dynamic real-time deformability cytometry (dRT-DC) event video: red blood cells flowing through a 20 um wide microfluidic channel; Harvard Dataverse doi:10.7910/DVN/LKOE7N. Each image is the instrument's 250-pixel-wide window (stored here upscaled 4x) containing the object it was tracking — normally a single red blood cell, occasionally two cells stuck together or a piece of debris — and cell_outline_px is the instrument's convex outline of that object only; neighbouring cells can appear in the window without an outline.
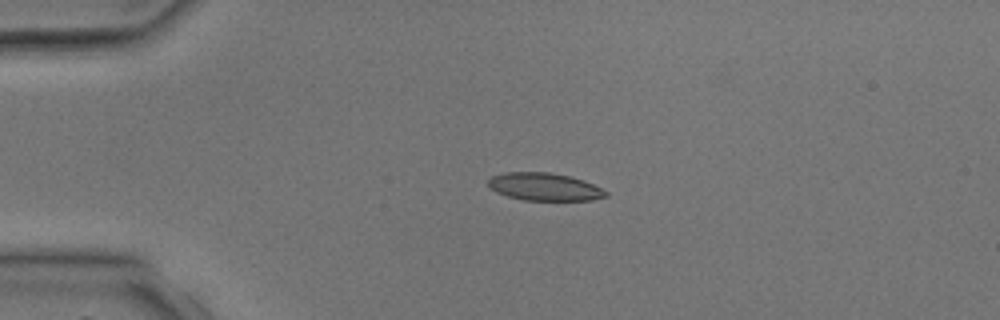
{"species": "common noctule bat (a hibernating species)", "species_latin": "Nyctalus noctula", "temperature_condition": "room temperature", "stored_images_in_passage": 3, "camera_frame_rate_fps": 3000, "um_per_image_px": 0.085, "animal": {"sex": "male", "body_mass_g": 17.9, "forearm_length_mm": 54.2}, "frame": {"image": 1, "passage_image": 2, "time_ms": 2.0, "image_size_px": [1000, 320], "cell_outline_px": [[608, 196], [592, 200], [524, 200], [508, 196], [496, 192], [488, 184], [488, 180], [492, 176], [504, 172], [548, 172], [568, 176], [584, 180], [608, 192]], "centroid_in_image_um": [46.28, 15.87], "position_along_channel_um": 38.7, "area_um2": 18.84}}
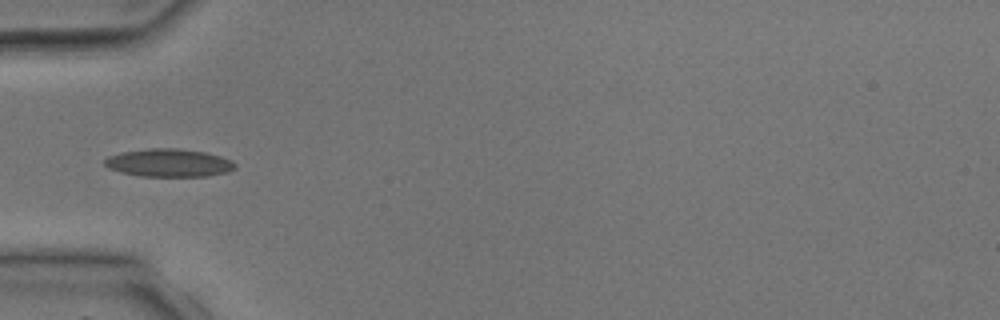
{"frame": {"image": 2, "passage_image": 3, "time_ms": 3.333, "image_size_px": [1000, 320], "cell_outline_px": [[236, 168], [228, 172], [208, 176], [140, 176], [120, 172], [108, 168], [104, 164], [104, 160], [108, 156], [120, 152], [148, 148], [180, 148], [204, 152], [220, 156], [232, 160], [236, 164]], "centroid_in_image_um": [14.35, 13.84], "position_along_channel_um": 70.6, "area_um2": 21.44}}